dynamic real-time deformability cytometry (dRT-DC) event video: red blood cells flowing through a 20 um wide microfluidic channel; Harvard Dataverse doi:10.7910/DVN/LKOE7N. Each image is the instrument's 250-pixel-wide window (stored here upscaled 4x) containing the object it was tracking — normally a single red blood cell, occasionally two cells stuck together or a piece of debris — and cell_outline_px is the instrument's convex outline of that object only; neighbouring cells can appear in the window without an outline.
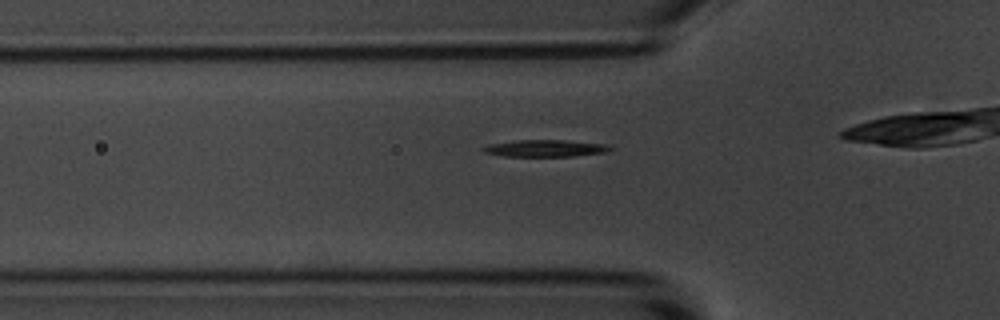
{"species": "common noctule bat (a hibernating species)", "species_latin": "Nyctalus noctula", "temperature_condition": "room temperature", "stored_images_in_passage": 31, "camera_frame_rate_fps": 3000, "um_per_image_px": 0.085, "animal": {"sex": "male", "body_mass_g": 20.1, "forearm_length_mm": 53.5}, "frame": {"image": 1, "passage_image": 5, "time_ms": 1.333, "image_size_px": [1000, 320], "cell_outline_px": [[612, 148], [604, 152], [572, 156], [504, 156], [484, 152], [480, 148], [488, 144], [516, 140], [564, 140], [608, 144]], "centroid_in_image_um": [46.3, 12.59], "position_along_channel_um": 79.5, "area_um2": 12.43}}
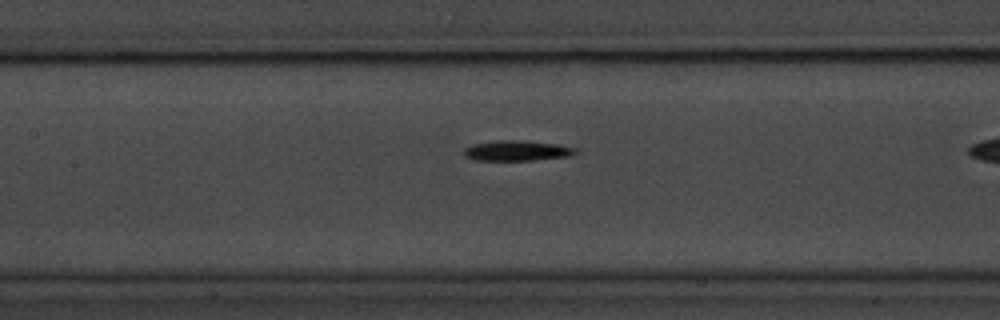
{"frame": {"image": 2, "passage_image": 12, "time_ms": 3.667, "image_size_px": [1000, 320], "cell_outline_px": [[576, 152], [568, 156], [532, 160], [472, 160], [464, 156], [464, 148], [472, 144], [496, 140], [520, 140], [556, 144], [576, 148]], "centroid_in_image_um": [43.86, 12.8], "position_along_channel_um": 163.5, "area_um2": 13.12}}
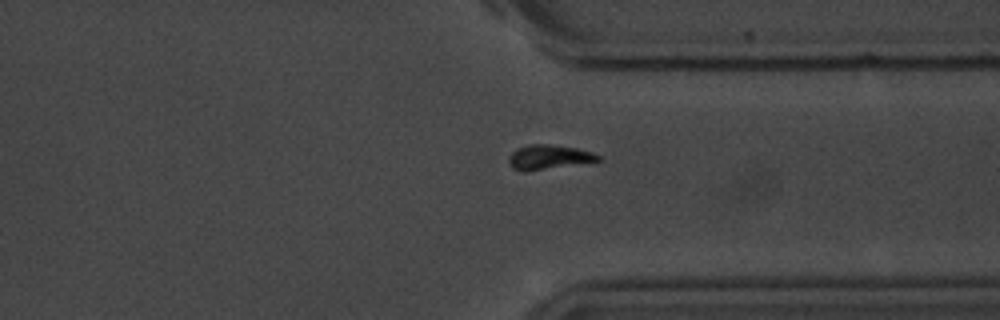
{"frame": {"image": 3, "passage_image": 29, "time_ms": 9.333, "image_size_px": [1000, 320], "cell_outline_px": [[604, 160], [524, 172], [512, 168], [508, 164], [508, 156], [516, 148], [528, 144], [548, 144], [576, 148], [592, 152], [600, 156]], "centroid_in_image_um": [46.61, 13.35], "position_along_channel_um": 364.8, "area_um2": 12.89}}